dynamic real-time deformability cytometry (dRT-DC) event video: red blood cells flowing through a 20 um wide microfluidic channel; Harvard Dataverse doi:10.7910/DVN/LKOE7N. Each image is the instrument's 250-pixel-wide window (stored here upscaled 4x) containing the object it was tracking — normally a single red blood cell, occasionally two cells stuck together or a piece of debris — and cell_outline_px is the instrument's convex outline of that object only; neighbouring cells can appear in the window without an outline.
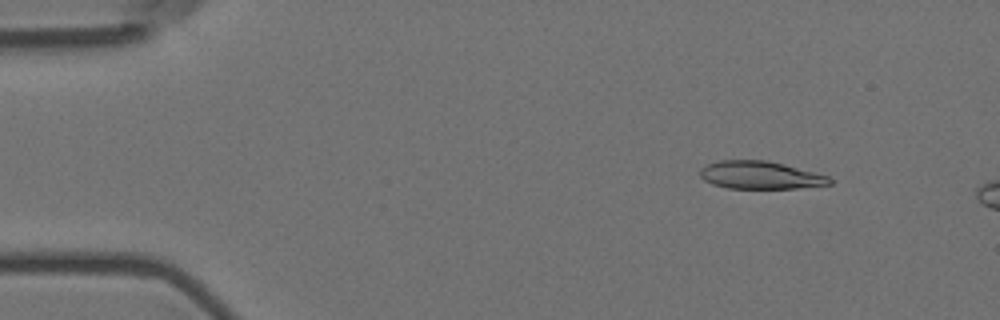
{"species": "Egyptian fruit bat (a non-hibernating species)", "species_latin": "Rousettus aegyptiacus", "temperature_condition": "room temperature", "stored_images_in_passage": 4, "camera_frame_rate_fps": 3000, "um_per_image_px": 0.085, "animal": {"sex": "female"}, "frame": {"image": 1, "passage_image": 2, "time_ms": 0.333, "image_size_px": [1000, 320], "cell_outline_px": [[832, 184], [796, 188], [728, 188], [712, 184], [704, 180], [700, 176], [700, 168], [708, 164], [720, 160], [768, 160], [784, 164], [828, 176], [832, 180]], "centroid_in_image_um": [64.6, 14.88], "position_along_channel_um": 20.4, "area_um2": 20.87}}